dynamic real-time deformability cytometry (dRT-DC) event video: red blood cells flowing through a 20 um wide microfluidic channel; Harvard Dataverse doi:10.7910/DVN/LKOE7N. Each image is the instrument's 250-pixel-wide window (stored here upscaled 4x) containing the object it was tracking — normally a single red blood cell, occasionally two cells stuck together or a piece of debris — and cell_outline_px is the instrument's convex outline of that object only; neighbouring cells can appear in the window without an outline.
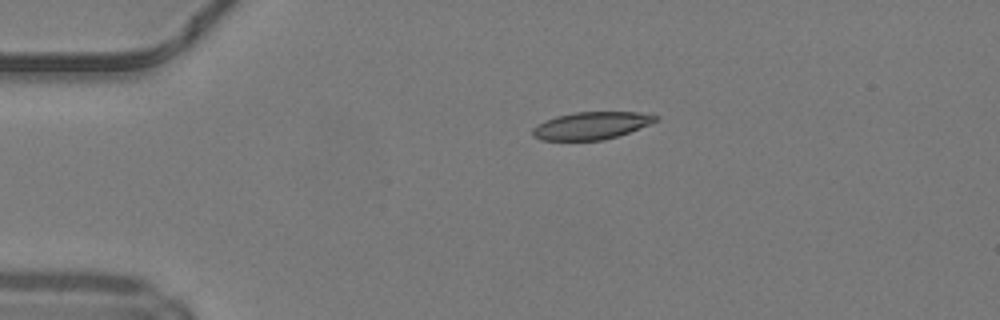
{"species": "common noctule bat (a hibernating species)", "species_latin": "Nyctalus noctula", "temperature_condition": "warm", "stored_images_in_passage": 29, "camera_frame_rate_fps": 3000, "um_per_image_px": 0.085, "animal": {"sex": "male", "body_mass_g": 19.2, "forearm_length_mm": 51.8}, "frame": {"image": 1, "passage_image": 1, "time_ms": 0.0, "image_size_px": [1000, 320], "cell_outline_px": [[660, 120], [628, 132], [604, 140], [540, 140], [532, 136], [532, 128], [536, 124], [544, 120], [556, 116], [576, 112], [640, 112], [660, 116]], "centroid_in_image_um": [50.24, 10.67], "position_along_channel_um": 34.8, "area_um2": 19.77}}
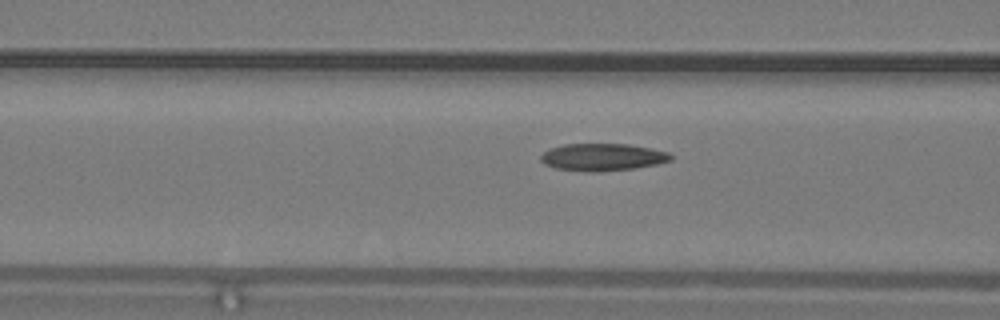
{"frame": {"image": 2, "passage_image": 10, "time_ms": 3.0, "image_size_px": [1000, 320], "cell_outline_px": [[672, 160], [656, 164], [636, 168], [596, 172], [556, 168], [544, 164], [540, 160], [540, 156], [548, 148], [564, 144], [628, 144], [668, 152], [672, 156]], "centroid_in_image_um": [51.19, 13.35], "position_along_channel_um": 115.4, "area_um2": 20.58}}
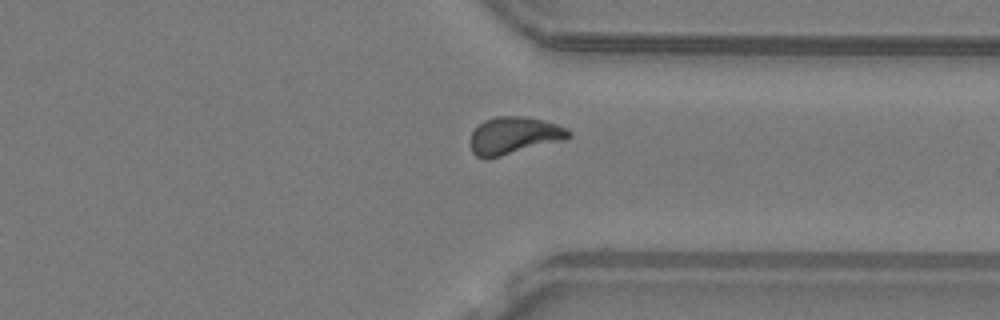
{"frame": {"image": 3, "passage_image": 28, "time_ms": 9.0, "image_size_px": [1000, 320], "cell_outline_px": [[572, 136], [564, 140], [484, 160], [476, 156], [472, 152], [472, 132], [484, 120], [496, 116], [524, 116], [556, 124], [568, 128], [572, 132]], "centroid_in_image_um": [43.71, 11.52], "position_along_channel_um": 367.7, "area_um2": 21.21}, "authors_computed_cell_mechanics": {"area_um2": 20.5768, "velocity_mm_per_s": 4.2149, "shape_relaxation_time_tau1_ms": null, "shape_relaxation_time_tau2_ms": 1.31, "deformation_change_tau1": null, "deformation_change_tau2": 0.0663}}